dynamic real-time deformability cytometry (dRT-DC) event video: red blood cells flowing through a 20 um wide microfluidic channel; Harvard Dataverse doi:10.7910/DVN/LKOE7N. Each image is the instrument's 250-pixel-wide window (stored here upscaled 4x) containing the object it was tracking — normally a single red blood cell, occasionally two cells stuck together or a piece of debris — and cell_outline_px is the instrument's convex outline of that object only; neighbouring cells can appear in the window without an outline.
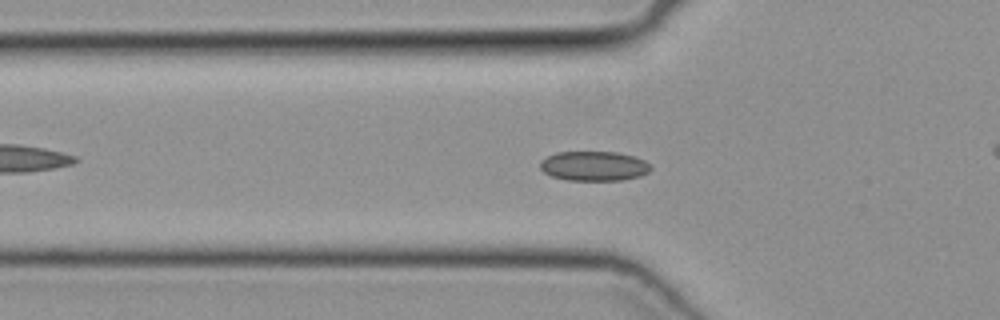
{"species": "common noctule bat (a hibernating species)", "species_latin": "Nyctalus noctula", "temperature_condition": "cold", "stored_images_in_passage": 43, "camera_frame_rate_fps": 3000, "um_per_image_px": 0.085, "animal": {"sex": "female", "body_mass_g": 19.3, "forearm_length_mm": 54.1}, "frame": {"image": 1, "passage_image": 9, "time_ms": 2.667, "image_size_px": [1000, 320], "cell_outline_px": [[652, 168], [648, 172], [640, 176], [620, 180], [568, 180], [552, 176], [544, 172], [540, 168], [540, 160], [556, 152], [616, 152], [636, 156], [644, 160]], "centroid_in_image_um": [50.48, 14.1], "position_along_channel_um": 75.3, "area_um2": 19.07}}
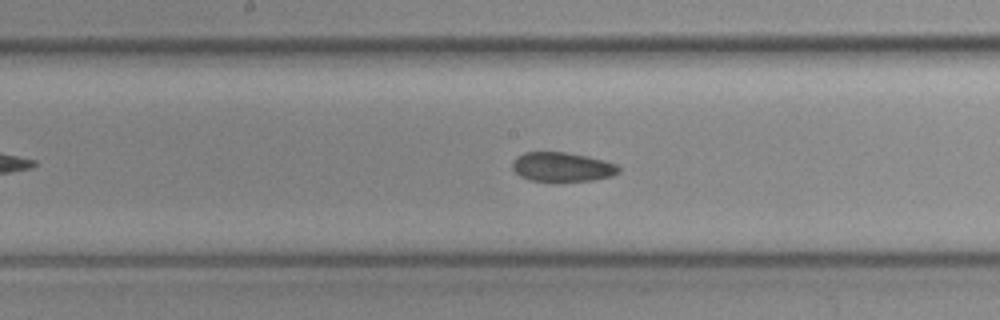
{"frame": {"image": 2, "passage_image": 18, "time_ms": 5.667, "image_size_px": [1000, 320], "cell_outline_px": [[620, 172], [612, 176], [592, 180], [556, 184], [528, 180], [520, 176], [512, 168], [512, 164], [516, 156], [524, 152], [564, 152], [588, 156], [604, 160], [616, 164], [620, 168]], "centroid_in_image_um": [47.77, 14.23], "position_along_channel_um": 200.4, "area_um2": 18.9}}
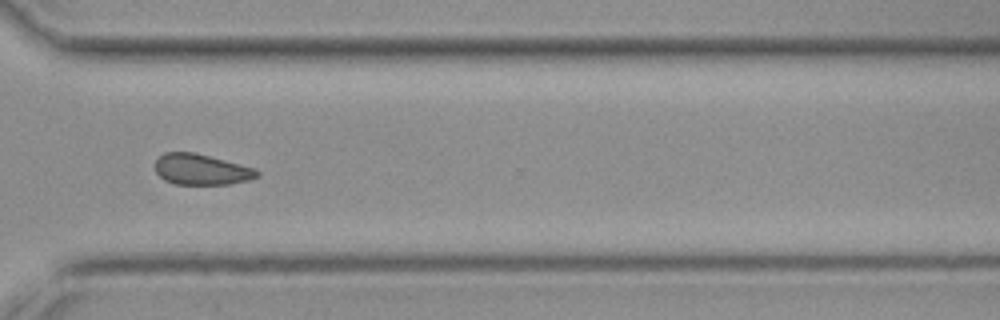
{"frame": {"image": 3, "passage_image": 29, "time_ms": 9.333, "image_size_px": [1000, 320], "cell_outline_px": [[260, 176], [248, 180], [228, 184], [176, 184], [164, 180], [156, 172], [156, 160], [164, 152], [196, 152], [256, 168], [260, 172]], "centroid_in_image_um": [17.14, 14.39], "position_along_channel_um": 353.5, "area_um2": 18.38}}